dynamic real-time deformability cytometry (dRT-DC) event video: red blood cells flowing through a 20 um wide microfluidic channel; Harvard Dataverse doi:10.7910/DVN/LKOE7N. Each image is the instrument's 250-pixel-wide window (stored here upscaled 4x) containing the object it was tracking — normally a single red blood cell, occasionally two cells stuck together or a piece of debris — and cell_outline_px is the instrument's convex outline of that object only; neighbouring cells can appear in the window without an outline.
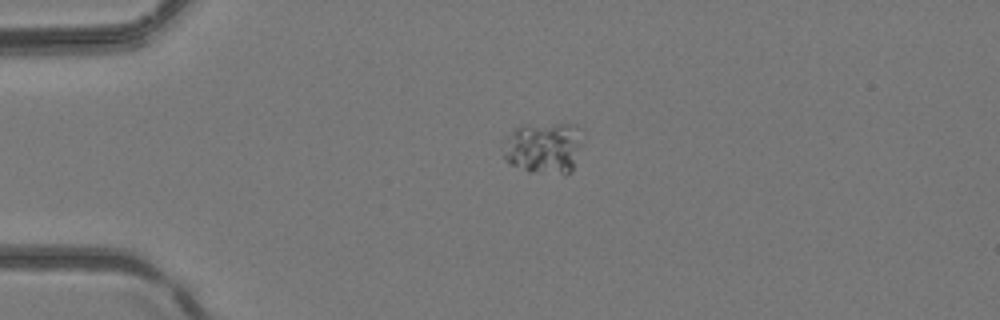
{"species": "common noctule bat (a hibernating species)", "species_latin": "Nyctalus noctula", "temperature_condition": "room temperature", "stored_images_in_passage": 2, "camera_frame_rate_fps": 3000, "um_per_image_px": 0.085, "animal": {"sex": "female", "body_mass_g": 24.6, "forearm_length_mm": 56.2}, "frame": {"image": 1, "passage_image": 1, "time_ms": 0.0, "image_size_px": [1000, 320], "cell_outline_px": [[584, 128], [580, 144], [572, 172], [564, 176], [528, 172], [508, 164], [504, 160], [504, 136], [516, 128], [524, 124], [576, 124]], "centroid_in_image_um": [46.21, 12.58], "position_along_channel_um": 38.8, "area_um2": 24.74}}